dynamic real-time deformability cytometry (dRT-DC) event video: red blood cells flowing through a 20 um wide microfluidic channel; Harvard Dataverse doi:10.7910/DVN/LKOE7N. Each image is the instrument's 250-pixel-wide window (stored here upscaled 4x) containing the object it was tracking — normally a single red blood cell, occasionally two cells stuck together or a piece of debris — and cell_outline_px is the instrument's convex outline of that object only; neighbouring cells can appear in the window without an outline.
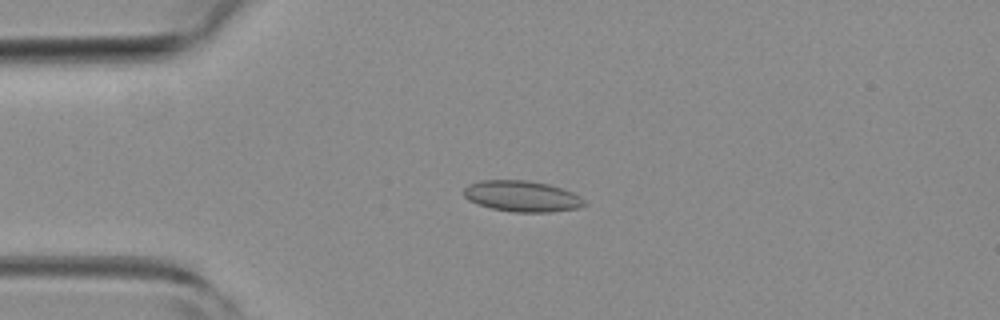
{"species": "common noctule bat (a hibernating species)", "species_latin": "Nyctalus noctula", "temperature_condition": "room temperature", "stored_images_in_passage": 47, "camera_frame_rate_fps": 3000, "um_per_image_px": 0.085, "animal": {"sex": "female", "body_mass_g": 19.3, "forearm_length_mm": 54.1}, "frame": {"image": 1, "passage_image": 10, "time_ms": 3.0, "image_size_px": [1000, 320], "cell_outline_px": [[588, 204], [580, 208], [548, 212], [512, 212], [492, 208], [476, 204], [468, 200], [464, 196], [464, 188], [468, 184], [480, 180], [528, 180], [548, 184], [572, 192], [580, 196]], "centroid_in_image_um": [44.36, 16.68], "position_along_channel_um": 40.6, "area_um2": 21.91}}
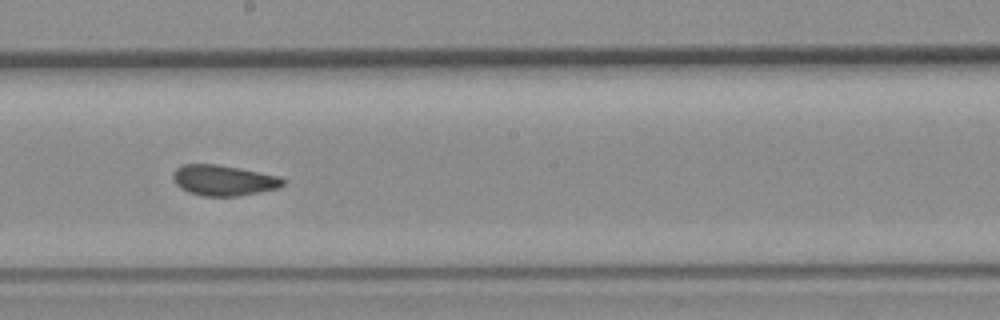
{"frame": {"image": 2, "passage_image": 25, "time_ms": 8.0, "image_size_px": [1000, 320], "cell_outline_px": [[288, 180], [280, 188], [236, 196], [204, 196], [188, 192], [180, 188], [176, 184], [172, 176], [176, 168], [184, 164], [216, 164], [240, 168], [280, 176]], "centroid_in_image_um": [19.03, 15.32], "position_along_channel_um": 229.2, "area_um2": 19.71}}
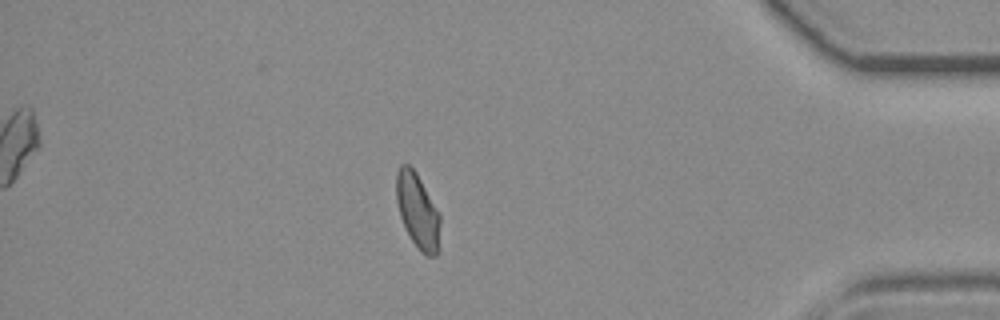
{"frame": {"image": 3, "passage_image": 40, "time_ms": 13.0, "image_size_px": [1000, 320], "cell_outline_px": [[440, 248], [436, 256], [428, 256], [412, 240], [400, 216], [396, 200], [396, 172], [400, 164], [408, 164], [416, 172], [440, 212]], "centroid_in_image_um": [35.52, 17.9], "position_along_channel_um": 399.7, "area_um2": 19.19}, "authors_computed_cell_mechanics": {"area_um2": 19.8832, "velocity_mm_per_s": 4.2602, "shape_relaxation_time_tau1_ms": null, "shape_relaxation_time_tau2_ms": 1.7858, "deformation_change_tau1": null, "deformation_change_tau2": 0.0835}}